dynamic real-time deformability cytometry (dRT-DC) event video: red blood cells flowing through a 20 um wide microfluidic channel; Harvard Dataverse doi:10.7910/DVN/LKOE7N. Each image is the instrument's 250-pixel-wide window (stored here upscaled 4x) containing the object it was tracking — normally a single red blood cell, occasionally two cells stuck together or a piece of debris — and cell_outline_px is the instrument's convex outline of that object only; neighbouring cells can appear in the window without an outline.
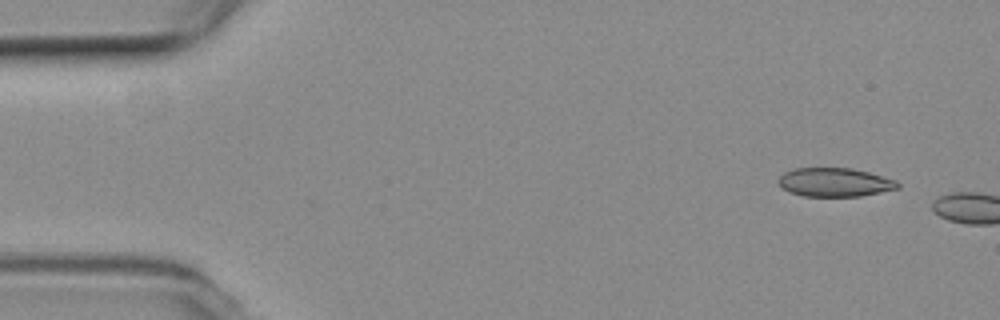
{"species": "common noctule bat (a hibernating species)", "species_latin": "Nyctalus noctula", "temperature_condition": "room temperature", "stored_images_in_passage": 4, "camera_frame_rate_fps": 3000, "um_per_image_px": 0.085, "animal": {"sex": "female", "body_mass_g": 19.3, "forearm_length_mm": 54.1}, "frame": {"image": 1, "passage_image": 1, "time_ms": 0.0, "image_size_px": [1000, 320], "cell_outline_px": [[900, 188], [860, 196], [804, 196], [788, 192], [776, 180], [784, 172], [796, 168], [852, 168], [868, 172], [896, 180], [900, 184]], "centroid_in_image_um": [70.95, 15.49], "position_along_channel_um": 14.0, "area_um2": 19.94}}